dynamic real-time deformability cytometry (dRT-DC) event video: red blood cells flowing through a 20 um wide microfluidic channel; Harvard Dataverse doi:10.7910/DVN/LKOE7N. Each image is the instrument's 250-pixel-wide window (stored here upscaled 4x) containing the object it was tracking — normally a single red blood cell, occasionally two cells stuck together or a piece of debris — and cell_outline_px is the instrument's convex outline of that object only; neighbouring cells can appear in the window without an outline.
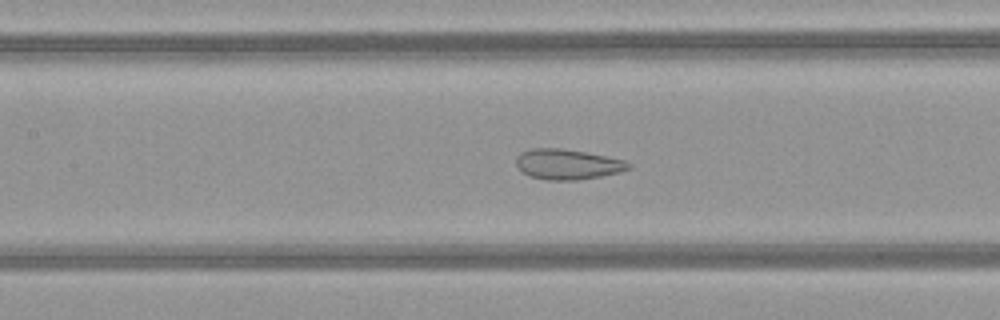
{"species": "common noctule bat (a hibernating species)", "species_latin": "Nyctalus noctula", "temperature_condition": "warm", "stored_images_in_passage": 50, "camera_frame_rate_fps": 3000, "um_per_image_px": 0.085, "animal": {"sex": "female", "body_mass_g": 21.9}, "frame": {"image": 1, "passage_image": 23, "time_ms": 7.333, "image_size_px": [1000, 320], "cell_outline_px": [[632, 168], [620, 172], [600, 176], [576, 180], [548, 180], [528, 176], [516, 164], [516, 156], [520, 152], [532, 148], [560, 148], [584, 152], [624, 160], [632, 164]], "centroid_in_image_um": [48.23, 13.96], "position_along_channel_um": 159.2, "area_um2": 19.77}}
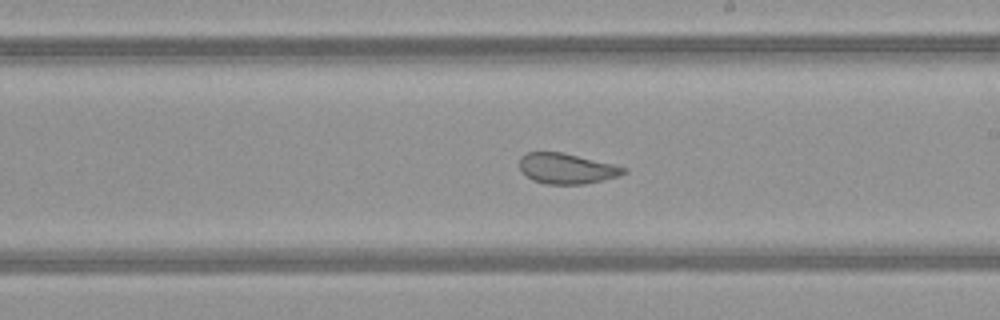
{"frame": {"image": 2, "passage_image": 29, "time_ms": 9.333, "image_size_px": [1000, 320], "cell_outline_px": [[628, 172], [620, 176], [584, 184], [544, 184], [532, 180], [520, 168], [520, 156], [524, 152], [564, 152], [628, 168]], "centroid_in_image_um": [48.18, 14.32], "position_along_channel_um": 240.8, "area_um2": 18.55}}
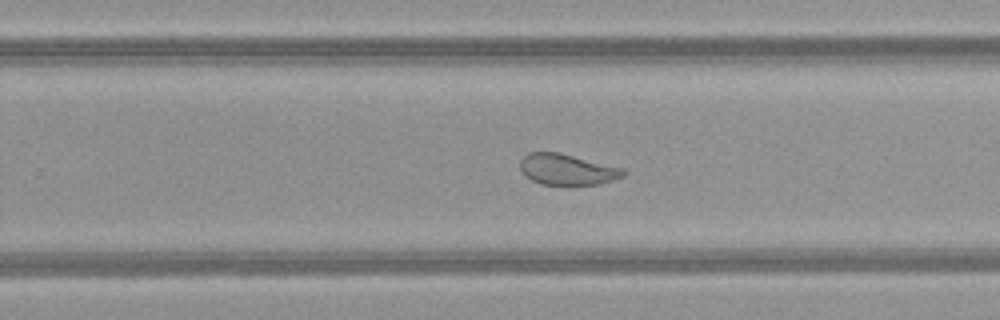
{"frame": {"image": 3, "passage_image": 32, "time_ms": 10.333, "image_size_px": [1000, 320], "cell_outline_px": [[628, 172], [624, 176], [600, 184], [572, 188], [540, 184], [524, 176], [520, 168], [520, 160], [528, 152], [560, 152], [624, 168]], "centroid_in_image_um": [48.23, 14.45], "position_along_channel_um": 281.6, "area_um2": 19.59}, "authors_computed_cell_mechanics": {"area_um2": 24.9407, "velocity_mm_per_s": 4.0974, "shape_relaxation_time_tau1_ms": null, "shape_relaxation_time_tau2_ms": 1.0531, "deformation_change_tau1": null, "deformation_change_tau2": 0.074}}